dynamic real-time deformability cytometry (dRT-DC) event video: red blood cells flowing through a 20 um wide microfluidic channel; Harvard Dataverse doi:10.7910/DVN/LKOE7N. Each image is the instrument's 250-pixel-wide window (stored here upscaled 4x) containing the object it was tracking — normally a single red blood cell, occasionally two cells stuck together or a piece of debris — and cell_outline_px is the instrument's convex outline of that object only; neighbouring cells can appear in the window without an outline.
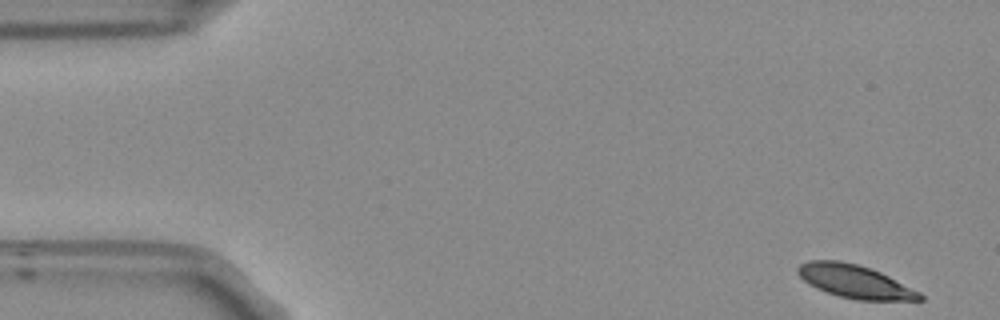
{"species": "Egyptian fruit bat (a non-hibernating species)", "species_latin": "Rousettus aegyptiacus", "temperature_condition": "room temperature", "stored_images_in_passage": 53, "camera_frame_rate_fps": 3000, "um_per_image_px": 0.085, "frame": {"image": 1, "passage_image": 1, "time_ms": 0.0, "image_size_px": [1000, 320], "cell_outline_px": [[924, 300], [856, 300], [840, 296], [816, 288], [808, 284], [796, 272], [796, 268], [800, 264], [808, 260], [840, 260], [856, 264], [880, 272], [920, 292], [924, 296]], "centroid_in_image_um": [72.64, 23.92], "position_along_channel_um": 12.4, "area_um2": 23.41}}
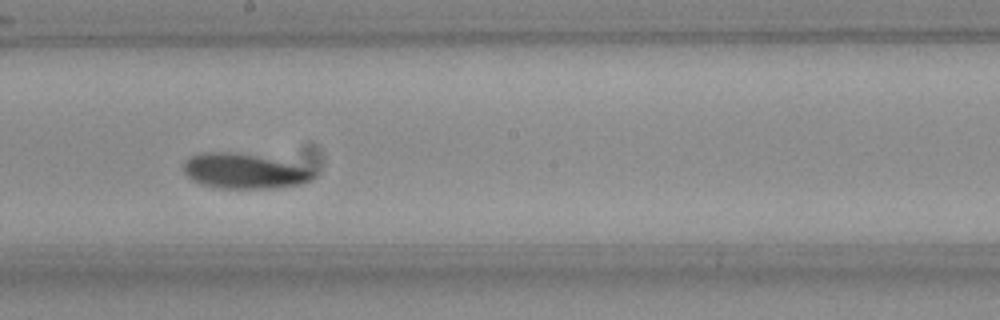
{"frame": {"image": 2, "passage_image": 28, "time_ms": 9.0, "image_size_px": [1000, 320], "cell_outline_px": [[316, 176], [304, 184], [276, 188], [212, 188], [200, 184], [192, 180], [184, 172], [184, 160], [192, 156], [208, 152], [232, 152], [256, 156], [316, 168]], "centroid_in_image_um": [20.81, 14.56], "position_along_channel_um": 227.4, "area_um2": 26.76}}
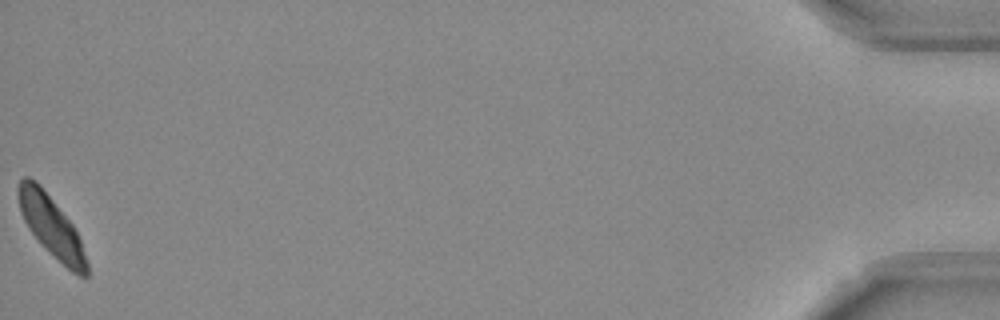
{"frame": {"image": 3, "passage_image": 53, "time_ms": 17.333, "image_size_px": [1000, 320], "cell_outline_px": [[88, 276], [80, 276], [72, 272], [40, 244], [28, 228], [20, 212], [16, 196], [16, 188], [20, 180], [24, 176], [28, 176], [36, 180], [40, 184], [72, 224], [80, 240], [88, 264]], "centroid_in_image_um": [4.31, 19.19], "position_along_channel_um": 430.9, "area_um2": 24.28}, "authors_computed_cell_mechanics": {"area_um2": 25.5476, "velocity_mm_per_s": 3.6807, "shape_relaxation_time_tau1_ms": 2.4582, "shape_relaxation_time_tau2_ms": 2.9735, "deformation_change_tau1": 0.1041, "deformation_change_tau2": 0.0634}}